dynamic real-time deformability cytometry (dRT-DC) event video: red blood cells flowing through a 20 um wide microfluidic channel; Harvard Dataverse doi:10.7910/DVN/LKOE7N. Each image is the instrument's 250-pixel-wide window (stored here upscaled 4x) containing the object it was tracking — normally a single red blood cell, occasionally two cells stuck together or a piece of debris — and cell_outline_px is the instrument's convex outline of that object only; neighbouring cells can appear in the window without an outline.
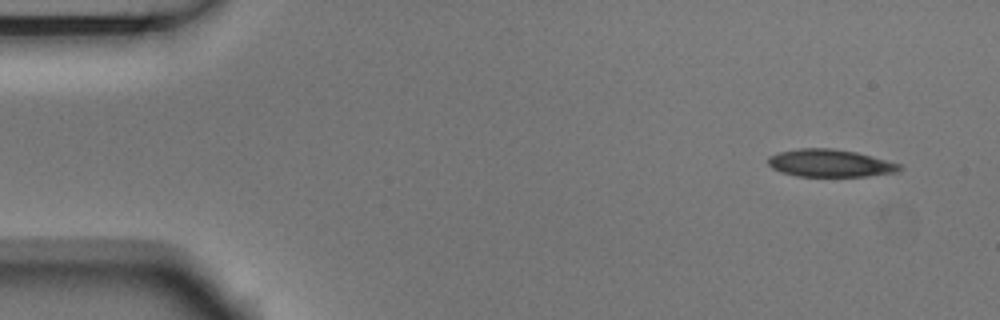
{"species": "Egyptian fruit bat (a non-hibernating species)", "species_latin": "Rousettus aegyptiacus", "temperature_condition": "room temperature", "stored_images_in_passage": 5, "camera_frame_rate_fps": 3000, "um_per_image_px": 0.085, "animal": {"sex": "male"}, "frame": {"image": 1, "passage_image": 1, "time_ms": 0.0, "image_size_px": [1000, 320], "cell_outline_px": [[904, 168], [896, 172], [864, 176], [796, 176], [780, 172], [772, 168], [768, 164], [768, 156], [776, 152], [800, 148], [832, 148], [856, 152], [872, 156], [900, 164]], "centroid_in_image_um": [70.51, 13.86], "position_along_channel_um": 14.5, "area_um2": 21.15}}
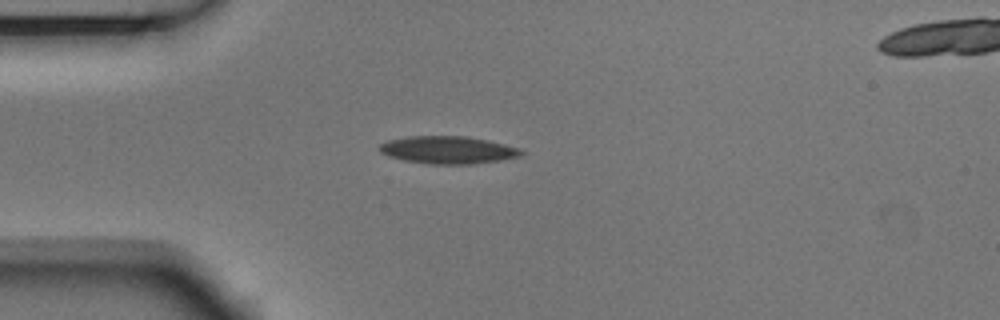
{"frame": {"image": 2, "passage_image": 4, "time_ms": 1.0, "image_size_px": [1000, 320], "cell_outline_px": [[524, 156], [500, 160], [468, 164], [428, 164], [404, 160], [388, 156], [380, 152], [376, 148], [380, 144], [388, 140], [408, 136], [464, 136], [488, 140], [520, 148], [524, 152]], "centroid_in_image_um": [38.06, 12.74], "position_along_channel_um": 46.9, "area_um2": 22.89}}